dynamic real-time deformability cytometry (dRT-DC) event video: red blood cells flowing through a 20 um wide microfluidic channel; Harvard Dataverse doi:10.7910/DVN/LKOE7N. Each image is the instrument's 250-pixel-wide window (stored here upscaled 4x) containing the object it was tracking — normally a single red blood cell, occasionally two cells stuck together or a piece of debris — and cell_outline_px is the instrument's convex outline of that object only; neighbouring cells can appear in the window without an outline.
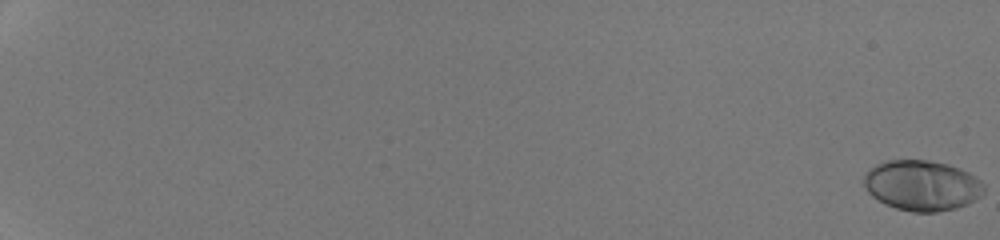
{"species": "human", "species_latin": "Homo sapiens", "temperature_condition": "room temperature", "stored_images_in_passage": 36, "camera_frame_rate_fps": 3000, "um_per_image_px": 0.085, "donor": {"sex": "male"}, "frame": {"image": 1, "passage_image": 1, "time_ms": 0.0, "image_size_px": [1000, 240], "cell_outline_px": [[984, 192], [980, 196], [956, 208], [936, 212], [912, 212], [896, 208], [872, 196], [868, 192], [864, 184], [864, 176], [876, 164], [884, 160], [928, 160], [948, 164], [960, 168], [976, 176], [984, 184]], "centroid_in_image_um": [78.38, 15.75], "position_along_channel_um": 6.6, "area_um2": 35.03}}
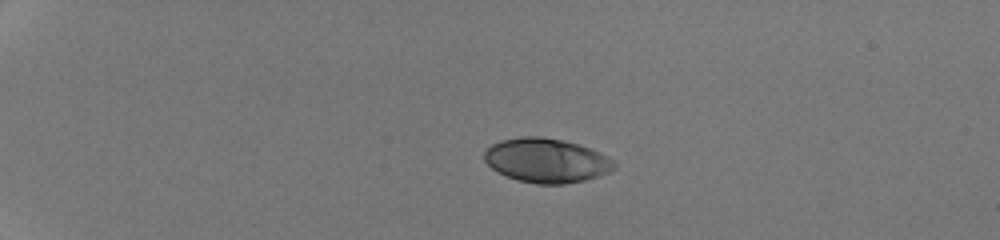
{"frame": {"image": 2, "passage_image": 16, "time_ms": 5.0, "image_size_px": [1000, 240], "cell_outline_px": [[616, 168], [608, 172], [584, 180], [564, 184], [536, 184], [516, 180], [492, 168], [484, 160], [484, 152], [492, 144], [500, 140], [520, 136], [540, 136], [560, 140], [576, 144], [588, 148], [608, 156], [616, 164]], "centroid_in_image_um": [46.42, 13.64], "position_along_channel_um": 38.6, "area_um2": 33.23}}
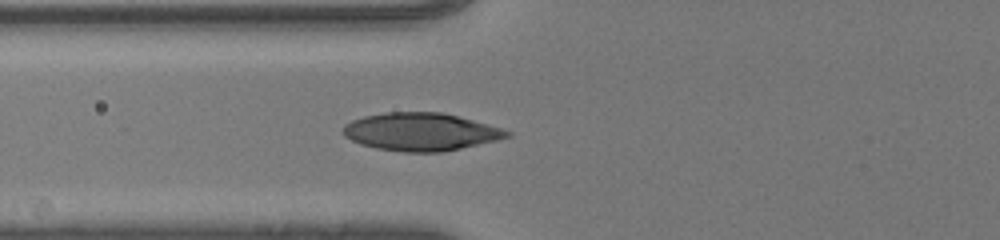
{"frame": {"image": 3, "passage_image": 26, "time_ms": 8.333, "image_size_px": [1000, 240], "cell_outline_px": [[512, 136], [496, 140], [460, 148], [440, 152], [404, 152], [376, 148], [360, 144], [344, 136], [340, 132], [344, 124], [352, 120], [364, 116], [384, 112], [440, 112], [472, 120], [500, 128], [512, 132]], "centroid_in_image_um": [35.7, 11.2], "position_along_channel_um": 90.1, "area_um2": 35.95}}